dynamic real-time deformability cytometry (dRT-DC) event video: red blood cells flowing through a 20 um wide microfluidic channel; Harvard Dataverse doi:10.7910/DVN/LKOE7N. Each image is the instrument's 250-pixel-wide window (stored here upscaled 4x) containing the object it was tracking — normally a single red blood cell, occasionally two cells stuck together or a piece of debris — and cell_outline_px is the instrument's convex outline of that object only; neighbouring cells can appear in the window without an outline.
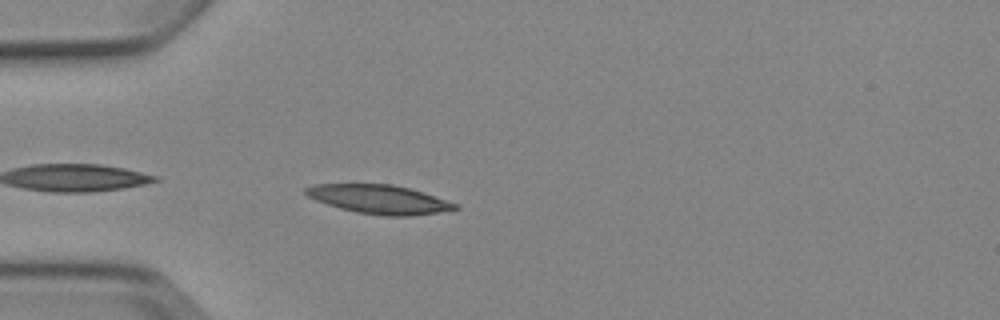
{"species": "Egyptian fruit bat (a non-hibernating species)", "species_latin": "Rousettus aegyptiacus", "temperature_condition": "cold", "stored_images_in_passage": 4, "camera_frame_rate_fps": 3000, "um_per_image_px": 0.085, "animal": {"sex": "female"}, "frame": {"image": 1, "passage_image": 4, "time_ms": 3.667, "image_size_px": [1000, 320], "cell_outline_px": [[460, 208], [436, 212], [408, 216], [388, 216], [356, 212], [340, 208], [316, 200], [308, 196], [304, 192], [304, 188], [312, 184], [392, 184], [408, 188], [460, 204]], "centroid_in_image_um": [32.21, 16.93], "position_along_channel_um": 52.8, "area_um2": 24.85}}